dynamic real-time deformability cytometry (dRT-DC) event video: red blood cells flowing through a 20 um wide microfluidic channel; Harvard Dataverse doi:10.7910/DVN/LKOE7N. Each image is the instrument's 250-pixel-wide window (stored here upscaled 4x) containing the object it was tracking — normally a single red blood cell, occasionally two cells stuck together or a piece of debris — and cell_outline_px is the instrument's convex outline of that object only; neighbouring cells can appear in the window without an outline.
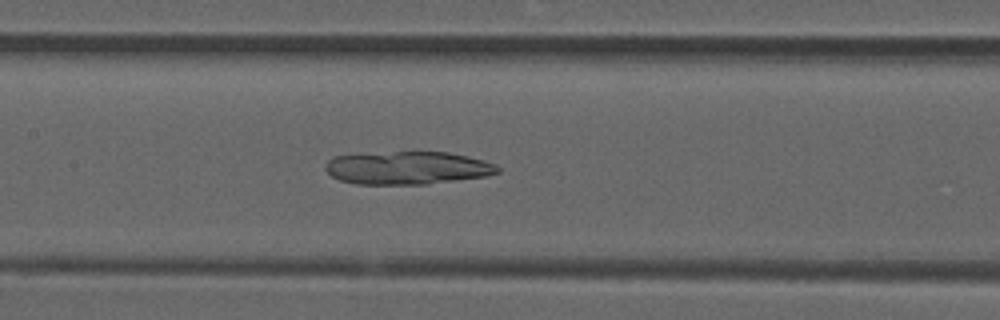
{"species": "common noctule bat (a hibernating species)", "species_latin": "Nyctalus noctula", "temperature_condition": "room temperature", "stored_images_in_passage": 53, "camera_frame_rate_fps": 3000, "um_per_image_px": 0.085, "animal": {"sex": "male", "forearm_length_mm": 52.5}, "frame": {"image": 1, "passage_image": 25, "time_ms": 8.0, "image_size_px": [1000, 320], "cell_outline_px": [[500, 172], [484, 176], [424, 184], [356, 184], [340, 180], [332, 176], [324, 168], [324, 164], [332, 156], [396, 152], [448, 152], [468, 156], [484, 160], [496, 164], [500, 168]], "centroid_in_image_um": [34.63, 14.27], "position_along_channel_um": 172.8, "area_um2": 32.89}}
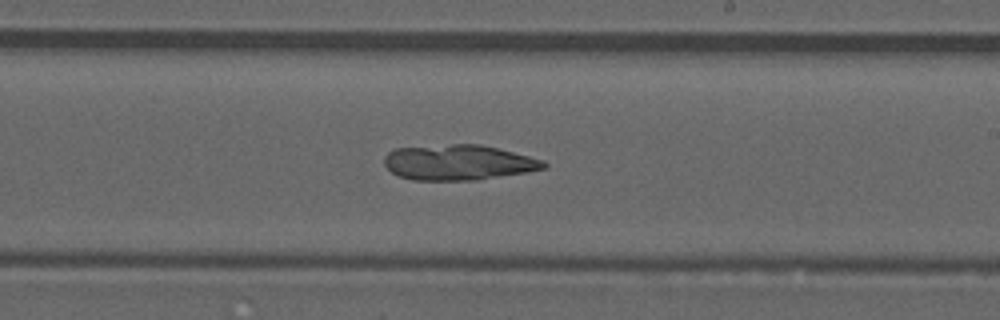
{"frame": {"image": 2, "passage_image": 31, "time_ms": 10.0, "image_size_px": [1000, 320], "cell_outline_px": [[548, 168], [528, 172], [476, 180], [412, 180], [400, 176], [392, 172], [384, 164], [384, 156], [388, 152], [396, 148], [452, 144], [480, 144], [544, 160], [548, 164]], "centroid_in_image_um": [38.98, 13.81], "position_along_channel_um": 250.0, "area_um2": 32.83}}
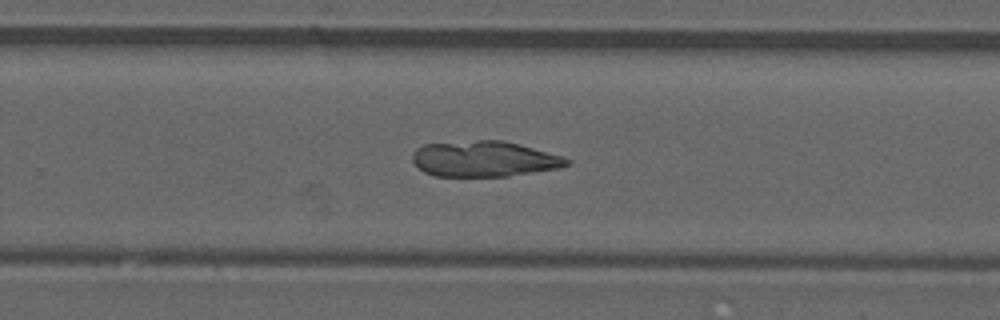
{"frame": {"image": 3, "passage_image": 34, "time_ms": 11.0, "image_size_px": [1000, 320], "cell_outline_px": [[572, 164], [560, 168], [508, 176], [436, 176], [424, 172], [412, 160], [412, 156], [416, 148], [424, 144], [476, 140], [500, 140], [564, 156], [572, 160]], "centroid_in_image_um": [41.18, 13.51], "position_along_channel_um": 288.6, "area_um2": 32.02}}